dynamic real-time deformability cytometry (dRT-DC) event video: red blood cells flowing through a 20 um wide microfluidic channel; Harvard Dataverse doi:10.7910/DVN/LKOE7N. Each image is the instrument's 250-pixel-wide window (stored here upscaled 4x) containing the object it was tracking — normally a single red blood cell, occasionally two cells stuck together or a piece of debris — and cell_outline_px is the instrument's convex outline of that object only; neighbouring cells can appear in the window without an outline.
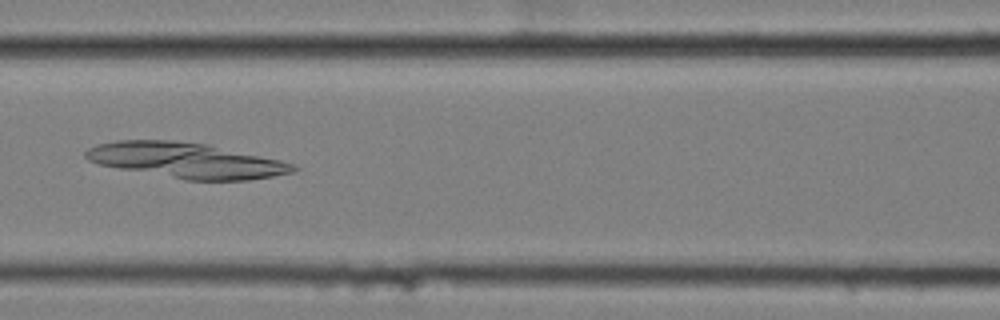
{"species": "common noctule bat (a hibernating species)", "species_latin": "Nyctalus noctula", "temperature_condition": "cold", "stored_images_in_passage": 6, "camera_frame_rate_fps": 3000, "um_per_image_px": 0.085, "animal": {"sex": "female", "body_mass_g": 25.1}, "frame": {"image": 1, "passage_image": 5, "time_ms": 1.333, "image_size_px": [1000, 320], "cell_outline_px": [[300, 168], [296, 172], [248, 180], [184, 180], [120, 168], [100, 164], [88, 160], [84, 156], [84, 152], [88, 148], [96, 144], [116, 140], [172, 140], [208, 144], [280, 160], [292, 164]], "centroid_in_image_um": [15.83, 13.63], "position_along_channel_um": 150.8, "area_um2": 42.66}}
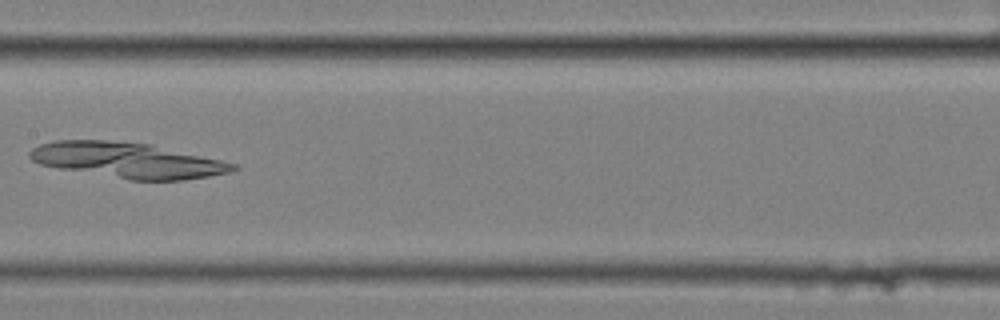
{"frame": {"image": 2, "passage_image": 6, "time_ms": 1.667, "image_size_px": [1000, 320], "cell_outline_px": [[240, 168], [228, 172], [208, 176], [184, 180], [128, 180], [60, 168], [40, 164], [32, 160], [28, 156], [28, 152], [32, 148], [40, 144], [56, 140], [108, 140], [152, 144], [220, 160], [236, 164]], "centroid_in_image_um": [10.82, 13.61], "position_along_channel_um": 196.6, "area_um2": 41.85}}